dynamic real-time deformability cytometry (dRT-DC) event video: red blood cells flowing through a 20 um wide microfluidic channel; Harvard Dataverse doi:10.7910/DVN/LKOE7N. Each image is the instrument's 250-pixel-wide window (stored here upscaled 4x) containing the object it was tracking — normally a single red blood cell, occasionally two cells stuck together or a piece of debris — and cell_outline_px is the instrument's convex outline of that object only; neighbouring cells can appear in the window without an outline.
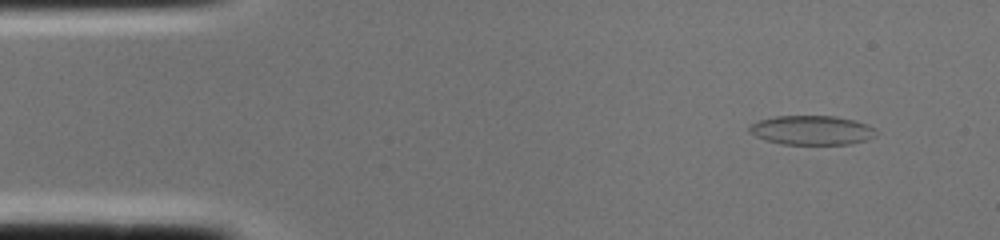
{"species": "common noctule bat (a hibernating species)", "species_latin": "Nyctalus noctula", "temperature_condition": "cold", "stored_images_in_passage": 3, "segment_of_instrument_passage": [2, 2], "camera_frame_rate_fps": 3000, "um_per_image_px": 0.085, "animal": {"sex": "female", "body_mass_g": 22.0, "forearm_length_mm": 56.7}, "frame": {"image": 1, "passage_image": 3, "time_ms": 0.667, "image_size_px": [1000, 240], "cell_outline_px": [[876, 136], [868, 140], [848, 144], [780, 144], [764, 140], [748, 132], [748, 128], [752, 124], [760, 120], [776, 116], [836, 116], [856, 120], [868, 124], [876, 128]], "centroid_in_image_um": [69.04, 11.07], "position_along_channel_um": 16.0, "area_um2": 21.85}}